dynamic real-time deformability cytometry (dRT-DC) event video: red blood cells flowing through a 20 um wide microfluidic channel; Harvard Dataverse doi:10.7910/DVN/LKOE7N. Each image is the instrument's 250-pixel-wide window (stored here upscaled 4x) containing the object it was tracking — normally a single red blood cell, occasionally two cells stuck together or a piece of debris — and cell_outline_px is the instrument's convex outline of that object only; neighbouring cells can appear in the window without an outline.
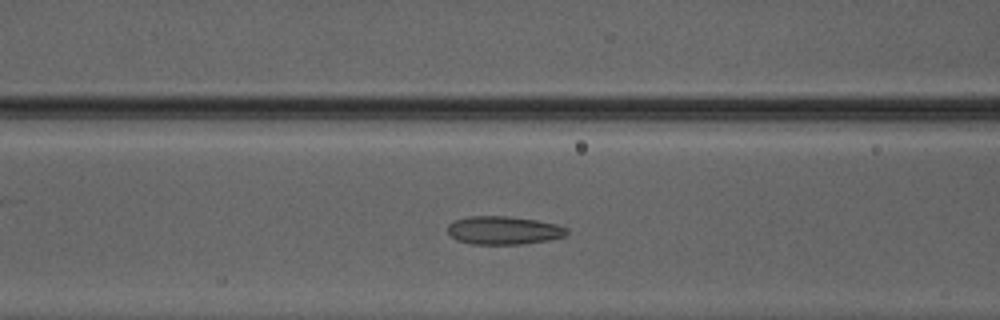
{"species": "Egyptian fruit bat (a non-hibernating species)", "species_latin": "Rousettus aegyptiacus", "temperature_condition": "warm", "stored_images_in_passage": 41, "camera_frame_rate_fps": 3000, "um_per_image_px": 0.085, "animal": {"sex": "male"}, "frame": {"image": 1, "passage_image": 13, "time_ms": 4.0, "image_size_px": [1000, 320], "cell_outline_px": [[568, 232], [564, 236], [552, 240], [524, 244], [472, 244], [456, 240], [448, 232], [448, 224], [452, 220], [468, 216], [508, 216], [536, 220], [556, 224], [568, 228]], "centroid_in_image_um": [42.81, 19.58], "position_along_channel_um": 123.8, "area_um2": 19.83}}
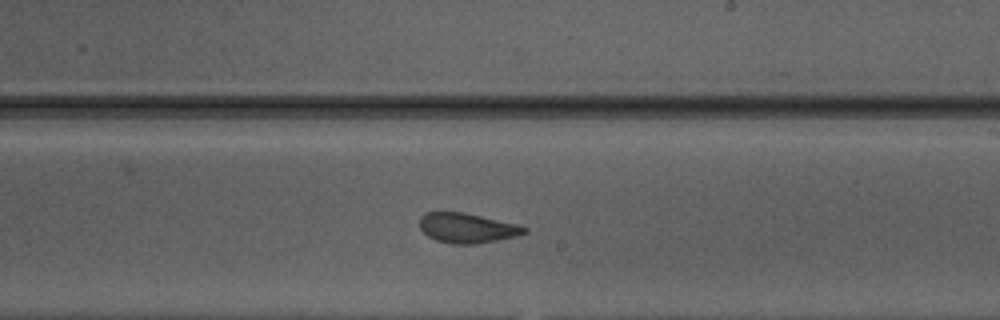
{"frame": {"image": 2, "passage_image": 22, "time_ms": 7.0, "image_size_px": [1000, 320], "cell_outline_px": [[528, 232], [516, 236], [476, 244], [452, 244], [436, 240], [428, 236], [420, 228], [420, 216], [424, 212], [464, 212], [520, 224], [528, 228]], "centroid_in_image_um": [39.73, 19.37], "position_along_channel_um": 249.3, "area_um2": 18.38}}
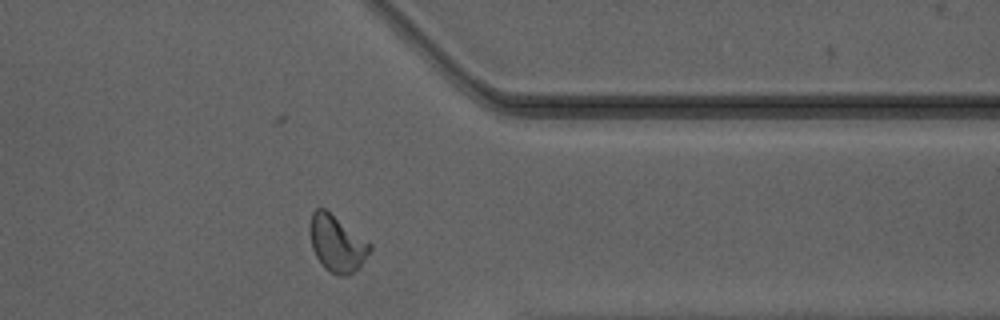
{"frame": {"image": 3, "passage_image": 32, "time_ms": 10.333, "image_size_px": [1000, 320], "cell_outline_px": [[372, 248], [360, 264], [348, 276], [336, 276], [324, 268], [316, 256], [312, 248], [308, 228], [312, 212], [316, 208], [324, 208], [372, 244]], "centroid_in_image_um": [28.59, 20.69], "position_along_channel_um": 382.8, "area_um2": 19.59}, "authors_computed_cell_mechanics": {"area_um2": 19.2474, "velocity_mm_per_s": 4.2027, "shape_relaxation_time_tau1_ms": 7.9603, "shape_relaxation_time_tau2_ms": 1.2063, "deformation_change_tau1": 0.2005, "deformation_change_tau2": 0.0815}}